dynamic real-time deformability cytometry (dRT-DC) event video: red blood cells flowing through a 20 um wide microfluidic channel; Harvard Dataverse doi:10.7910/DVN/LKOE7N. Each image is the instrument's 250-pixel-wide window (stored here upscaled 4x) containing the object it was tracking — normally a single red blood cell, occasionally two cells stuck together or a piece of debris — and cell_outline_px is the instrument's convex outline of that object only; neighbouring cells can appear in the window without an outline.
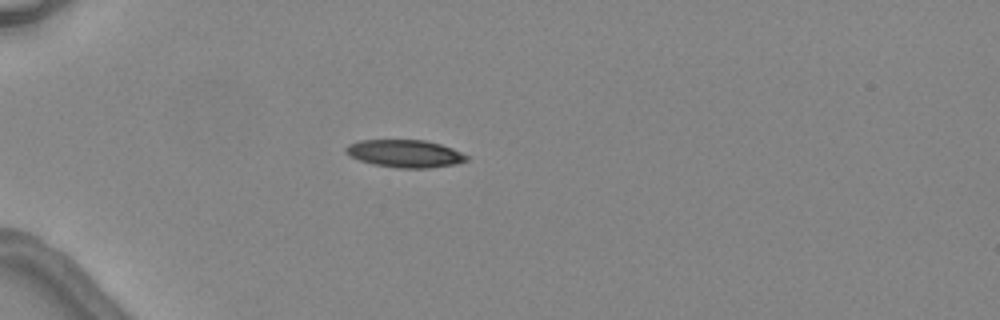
{"species": "common noctule bat (a hibernating species)", "species_latin": "Nyctalus noctula", "temperature_condition": "warm", "stored_images_in_passage": 2, "camera_frame_rate_fps": 3000, "um_per_image_px": 0.085, "animal": {"sex": "female", "body_mass_g": 24.6, "forearm_length_mm": 56.2}, "frame": {"image": 1, "passage_image": 1, "time_ms": 0.0, "image_size_px": [1000, 320], "cell_outline_px": [[468, 160], [456, 164], [428, 168], [396, 168], [372, 164], [348, 156], [344, 152], [344, 148], [348, 144], [360, 140], [424, 140], [440, 144], [452, 148], [468, 156]], "centroid_in_image_um": [34.38, 13.06], "position_along_channel_um": 50.6, "area_um2": 19.54}}